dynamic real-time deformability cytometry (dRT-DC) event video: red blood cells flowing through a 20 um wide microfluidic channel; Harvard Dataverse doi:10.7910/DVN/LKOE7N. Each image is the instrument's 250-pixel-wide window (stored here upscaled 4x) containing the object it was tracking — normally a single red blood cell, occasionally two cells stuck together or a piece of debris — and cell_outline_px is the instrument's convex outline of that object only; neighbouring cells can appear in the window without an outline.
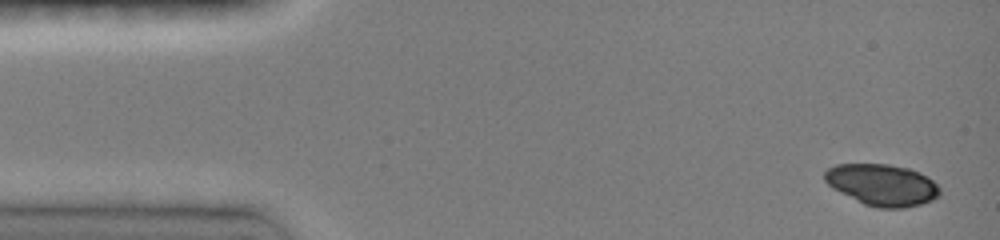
{"species": "common noctule bat (a hibernating species)", "species_latin": "Nyctalus noctula", "temperature_condition": "room temperature", "stored_images_in_passage": 11, "camera_frame_rate_fps": 3000, "um_per_image_px": 0.085, "animal": {"sex": "female", "body_mass_g": 19.0, "forearm_length_mm": 51.5}, "frame": {"image": 1, "passage_image": 1, "time_ms": 0.0, "image_size_px": [1000, 240], "cell_outline_px": [[940, 192], [932, 200], [920, 204], [904, 208], [876, 208], [864, 204], [832, 188], [824, 180], [824, 172], [828, 168], [836, 164], [888, 164], [908, 168], [920, 172], [932, 180], [940, 188]], "centroid_in_image_um": [74.96, 15.71], "position_along_channel_um": 10.0, "area_um2": 27.8}}
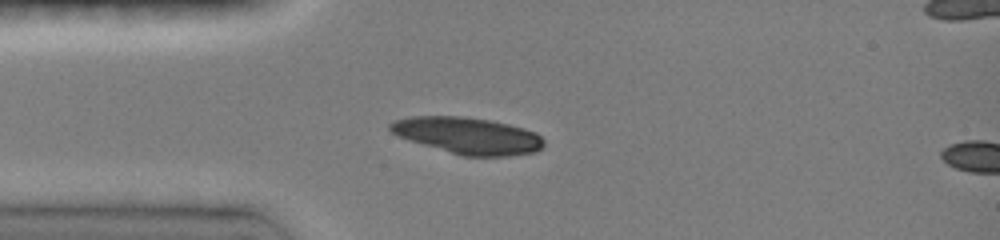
{"frame": {"image": 2, "passage_image": 9, "time_ms": 3.333, "image_size_px": [1000, 240], "cell_outline_px": [[544, 144], [536, 152], [512, 156], [464, 156], [408, 140], [396, 136], [388, 128], [388, 124], [396, 120], [412, 116], [460, 116], [492, 120], [524, 128], [536, 132], [544, 140]], "centroid_in_image_um": [39.77, 11.52], "position_along_channel_um": 45.2, "area_um2": 32.83}}